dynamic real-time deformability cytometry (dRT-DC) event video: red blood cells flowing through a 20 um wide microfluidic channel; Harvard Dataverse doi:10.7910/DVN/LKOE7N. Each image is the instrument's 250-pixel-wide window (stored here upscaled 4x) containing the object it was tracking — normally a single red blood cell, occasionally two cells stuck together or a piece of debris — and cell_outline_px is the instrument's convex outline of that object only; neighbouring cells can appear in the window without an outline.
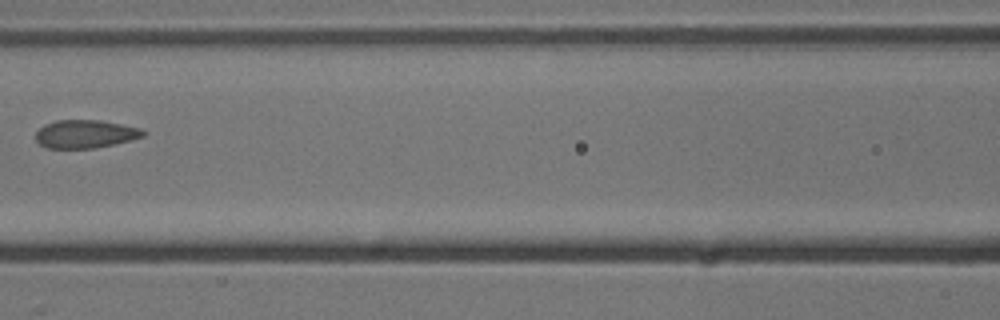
{"species": "common noctule bat (a hibernating species)", "species_latin": "Nyctalus noctula", "temperature_condition": "cold", "stored_images_in_passage": 7, "camera_frame_rate_fps": 3000, "um_per_image_px": 0.085, "animal": {"sex": "male", "body_mass_g": 13.3}, "frame": {"image": 1, "passage_image": 7, "time_ms": 7.667, "image_size_px": [1000, 320], "cell_outline_px": [[144, 136], [96, 148], [48, 148], [40, 144], [36, 140], [36, 132], [44, 124], [56, 120], [100, 120], [140, 128], [144, 132]], "centroid_in_image_um": [7.2, 11.38], "position_along_channel_um": 159.4, "area_um2": 17.4}}